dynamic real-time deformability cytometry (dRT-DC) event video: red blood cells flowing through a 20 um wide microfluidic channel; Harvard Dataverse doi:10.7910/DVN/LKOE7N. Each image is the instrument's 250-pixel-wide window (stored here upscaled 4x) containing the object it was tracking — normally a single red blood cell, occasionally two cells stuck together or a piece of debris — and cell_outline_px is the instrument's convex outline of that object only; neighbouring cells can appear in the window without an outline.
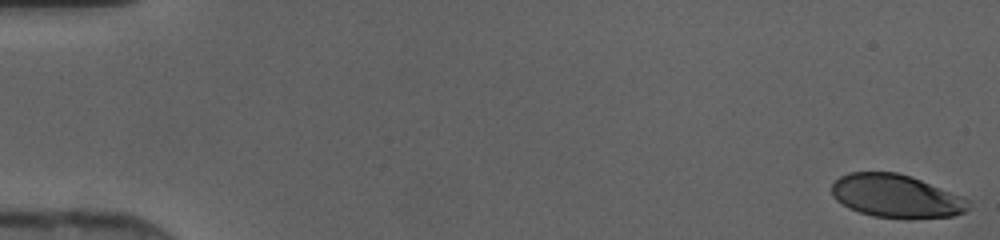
{"species": "human", "species_latin": "Homo sapiens", "temperature_condition": "cold", "stored_images_in_passage": 46, "camera_frame_rate_fps": 3000, "um_per_image_px": 0.085, "donor": {"sex": "female"}, "frame": {"image": 1, "passage_image": 1, "time_ms": 0.0, "image_size_px": [1000, 240], "cell_outline_px": [[968, 208], [964, 212], [952, 216], [904, 220], [872, 216], [848, 208], [836, 200], [832, 196], [832, 184], [840, 176], [848, 172], [896, 172], [920, 180], [964, 196], [968, 200]], "centroid_in_image_um": [76.16, 16.69], "position_along_channel_um": 8.8, "area_um2": 34.68}}
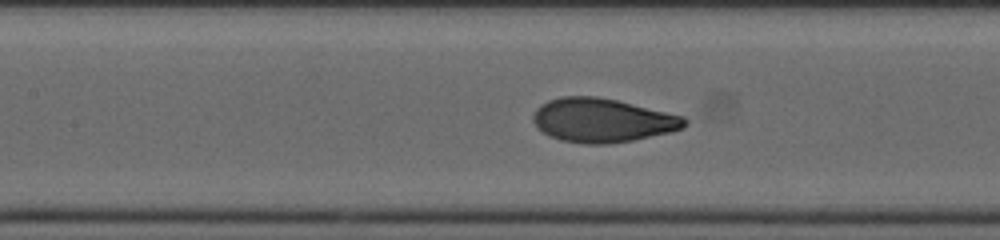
{"frame": {"image": 2, "passage_image": 22, "time_ms": 7.0, "image_size_px": [1000, 240], "cell_outline_px": [[688, 124], [684, 128], [672, 132], [632, 140], [608, 144], [584, 144], [560, 140], [548, 136], [532, 120], [532, 116], [536, 108], [540, 104], [548, 100], [560, 96], [596, 96], [616, 100], [684, 116], [688, 120]], "centroid_in_image_um": [51.2, 10.22], "position_along_channel_um": 156.2, "area_um2": 38.9}}
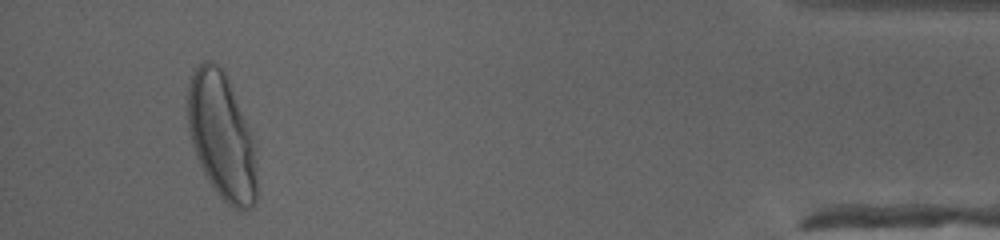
{"frame": {"image": 3, "passage_image": 44, "time_ms": 14.333, "image_size_px": [1000, 240], "cell_outline_px": [[256, 200], [252, 208], [244, 212], [232, 208], [216, 192], [208, 180], [196, 156], [192, 144], [188, 128], [188, 88], [192, 76], [196, 68], [204, 60], [212, 60], [224, 72], [248, 128], [256, 148]], "centroid_in_image_um": [18.85, 11.65], "position_along_channel_um": 416.4, "area_um2": 50.29}}